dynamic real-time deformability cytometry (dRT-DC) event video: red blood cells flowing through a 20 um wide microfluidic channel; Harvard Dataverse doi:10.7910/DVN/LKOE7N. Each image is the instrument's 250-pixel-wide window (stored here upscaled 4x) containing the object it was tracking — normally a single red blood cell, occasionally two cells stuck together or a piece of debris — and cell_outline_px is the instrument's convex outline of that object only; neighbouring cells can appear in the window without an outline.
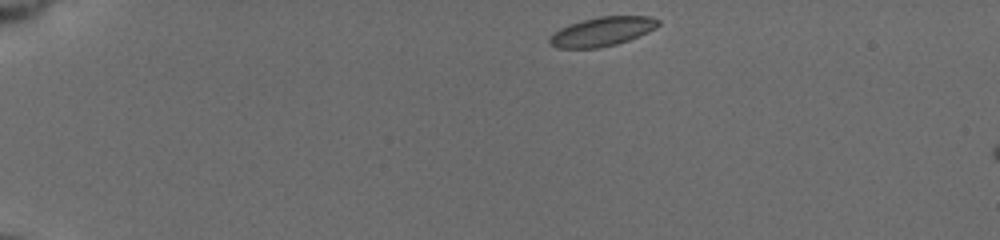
{"species": "common noctule bat (a hibernating species)", "species_latin": "Nyctalus noctula", "temperature_condition": "cold", "stored_images_in_passage": 7, "camera_frame_rate_fps": 3000, "um_per_image_px": 0.085, "animal": {"sex": "female", "body_mass_g": 19.5, "forearm_length_mm": 54.1}, "frame": {"image": 1, "passage_image": 1, "time_ms": 0.0, "image_size_px": [1000, 240], "cell_outline_px": [[660, 24], [656, 28], [648, 32], [628, 40], [616, 44], [600, 48], [556, 48], [548, 44], [548, 36], [560, 28], [584, 20], [600, 16], [648, 16], [660, 20]], "centroid_in_image_um": [51.16, 2.69], "position_along_channel_um": 33.8, "area_um2": 18.44}}